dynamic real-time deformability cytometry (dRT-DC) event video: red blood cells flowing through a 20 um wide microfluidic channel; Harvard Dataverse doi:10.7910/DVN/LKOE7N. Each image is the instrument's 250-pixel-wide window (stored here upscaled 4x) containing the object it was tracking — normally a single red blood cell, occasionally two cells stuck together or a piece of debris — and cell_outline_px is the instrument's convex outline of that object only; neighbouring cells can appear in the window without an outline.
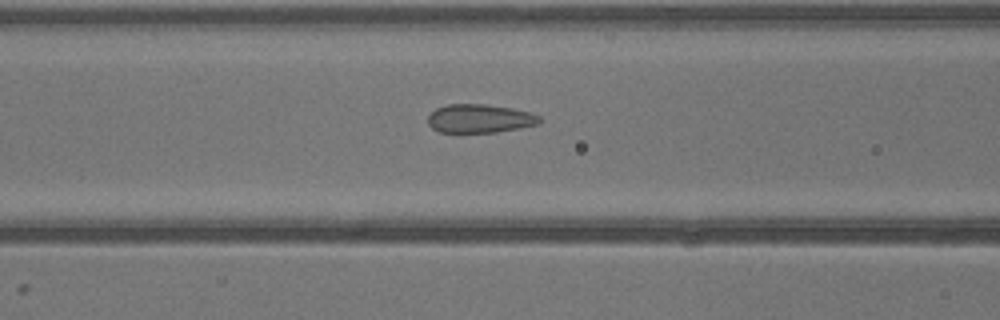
{"species": "common noctule bat (a hibernating species)", "species_latin": "Nyctalus noctula", "temperature_condition": "warm", "stored_images_in_passage": 25, "camera_frame_rate_fps": 3000, "um_per_image_px": 0.085, "animal": {"sex": "male", "body_mass_g": 13.3}, "frame": {"image": 1, "passage_image": 9, "time_ms": 2.667, "image_size_px": [1000, 320], "cell_outline_px": [[540, 120], [536, 124], [520, 128], [496, 132], [440, 132], [432, 128], [428, 124], [428, 116], [436, 108], [448, 104], [488, 104], [512, 108], [528, 112], [540, 116]], "centroid_in_image_um": [40.75, 10.07], "position_along_channel_um": 125.9, "area_um2": 18.5}}
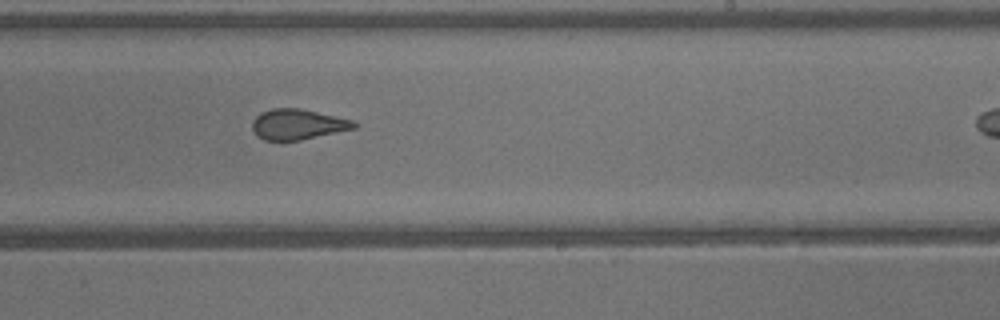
{"frame": {"image": 2, "passage_image": 17, "time_ms": 5.333, "image_size_px": [1000, 320], "cell_outline_px": [[356, 128], [300, 140], [264, 140], [256, 136], [252, 128], [252, 120], [260, 112], [272, 108], [300, 108], [336, 116], [352, 120], [356, 124]], "centroid_in_image_um": [25.26, 10.56], "position_along_channel_um": 263.7, "area_um2": 18.03}}
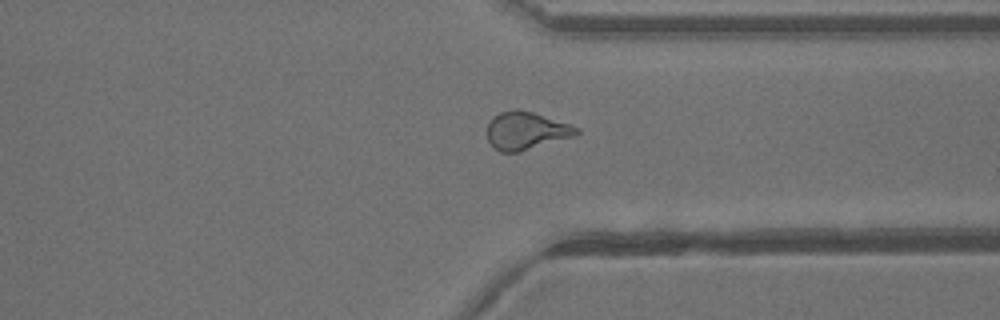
{"frame": {"image": 3, "passage_image": 23, "time_ms": 7.333, "image_size_px": [1000, 320], "cell_outline_px": [[580, 132], [576, 136], [520, 152], [500, 152], [488, 140], [488, 124], [492, 116], [500, 112], [516, 108], [532, 112], [580, 128]], "centroid_in_image_um": [44.73, 11.11], "position_along_channel_um": 366.7, "area_um2": 19.65}}